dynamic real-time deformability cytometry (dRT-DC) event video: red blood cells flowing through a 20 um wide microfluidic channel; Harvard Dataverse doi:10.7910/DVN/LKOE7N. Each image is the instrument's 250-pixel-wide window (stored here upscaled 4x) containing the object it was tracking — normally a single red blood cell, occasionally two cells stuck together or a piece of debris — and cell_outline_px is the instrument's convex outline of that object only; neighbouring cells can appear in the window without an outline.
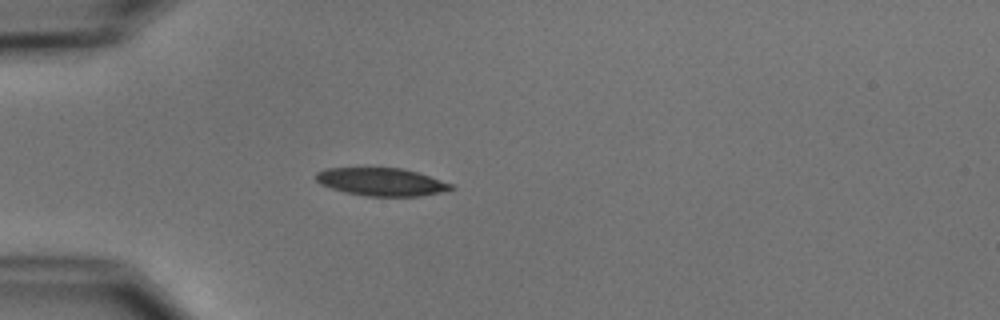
{"species": "common noctule bat (a hibernating species)", "species_latin": "Nyctalus noctula", "temperature_condition": "cold", "stored_images_in_passage": 39, "camera_frame_rate_fps": 3000, "um_per_image_px": 0.085, "animal": {"sex": "male", "body_mass_g": 15.6}, "frame": {"image": 1, "passage_image": 1, "time_ms": 0.0, "image_size_px": [1000, 320], "cell_outline_px": [[456, 188], [440, 192], [420, 196], [368, 196], [344, 192], [320, 184], [312, 176], [316, 172], [324, 168], [400, 168], [416, 172], [452, 184]], "centroid_in_image_um": [32.36, 15.46], "position_along_channel_um": 52.6, "area_um2": 21.85}}
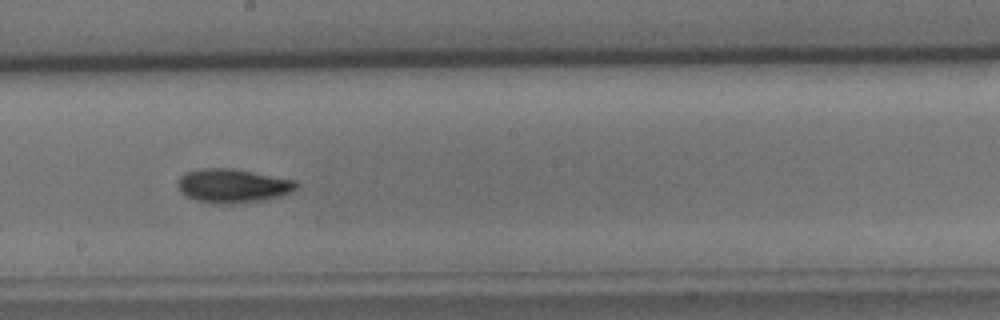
{"frame": {"image": 2, "passage_image": 16, "time_ms": 5.0, "image_size_px": [1000, 320], "cell_outline_px": [[296, 188], [280, 196], [264, 200], [232, 204], [228, 204], [196, 200], [180, 192], [176, 184], [176, 180], [180, 176], [188, 172], [200, 168], [236, 168], [296, 180]], "centroid_in_image_um": [19.76, 15.77], "position_along_channel_um": 228.4, "area_um2": 23.41}}
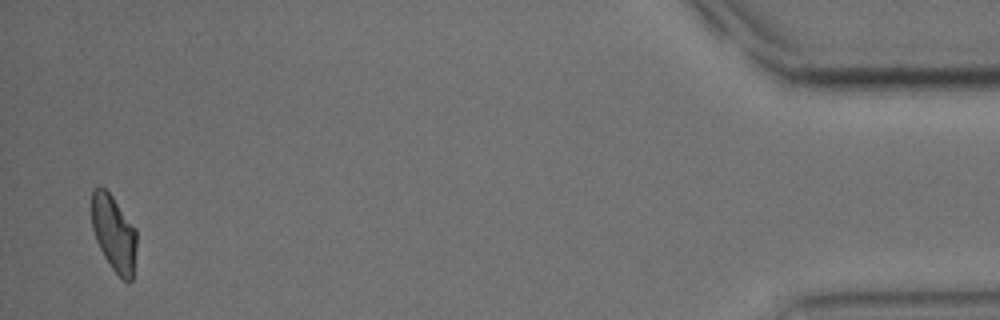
{"frame": {"image": 3, "passage_image": 38, "time_ms": 12.333, "image_size_px": [1000, 320], "cell_outline_px": [[136, 248], [132, 280], [124, 280], [112, 268], [104, 256], [96, 240], [92, 228], [92, 188], [100, 184], [112, 196], [136, 228]], "centroid_in_image_um": [9.67, 19.78], "position_along_channel_um": 425.5, "area_um2": 19.83}, "authors_computed_cell_mechanics": {"area_um2": 21.4438, "velocity_mm_per_s": 3.7496, "shape_relaxation_time_tau1_ms": 3.9094, "shape_relaxation_time_tau2_ms": null, "deformation_change_tau1": 0.1342, "deformation_change_tau2": null}}